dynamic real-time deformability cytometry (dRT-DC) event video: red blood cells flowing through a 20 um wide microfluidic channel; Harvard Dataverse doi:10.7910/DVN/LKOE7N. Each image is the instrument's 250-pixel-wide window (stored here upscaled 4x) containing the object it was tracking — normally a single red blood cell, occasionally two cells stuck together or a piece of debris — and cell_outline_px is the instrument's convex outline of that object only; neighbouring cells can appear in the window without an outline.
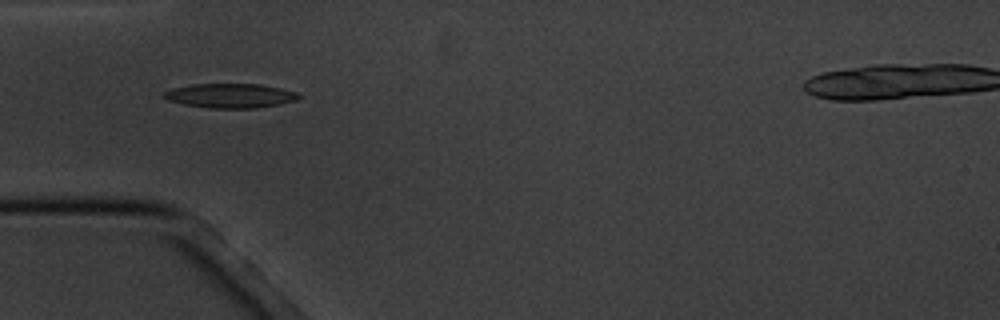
{"species": "common noctule bat (a hibernating species)", "species_latin": "Nyctalus noctula", "temperature_condition": "cold", "stored_images_in_passage": 7, "camera_frame_rate_fps": 3000, "um_per_image_px": 0.085, "animal": {"sex": "male", "body_mass_g": 20.1, "forearm_length_mm": 53.5}, "frame": {"image": 1, "passage_image": 6, "time_ms": 5.667, "image_size_px": [1000, 320], "cell_outline_px": [[300, 96], [296, 100], [280, 104], [256, 108], [208, 108], [184, 104], [168, 100], [160, 96], [164, 92], [172, 88], [192, 84], [260, 84], [280, 88], [296, 92]], "centroid_in_image_um": [19.54, 8.13], "position_along_channel_um": 65.5, "area_um2": 19.13}}
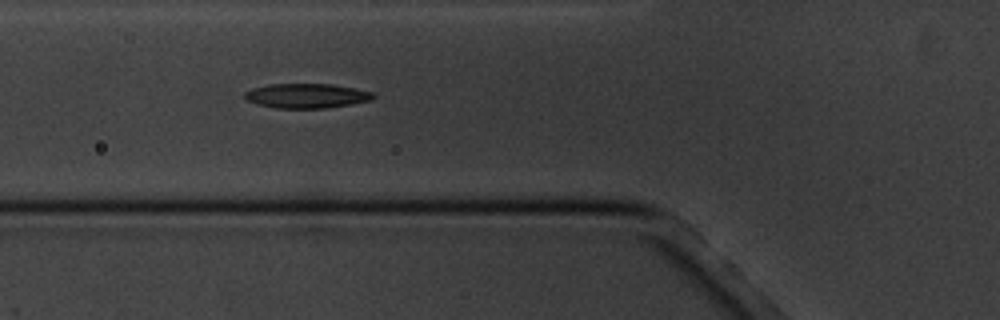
{"frame": {"image": 2, "passage_image": 7, "time_ms": 6.667, "image_size_px": [1000, 320], "cell_outline_px": [[376, 96], [372, 100], [328, 108], [276, 108], [256, 104], [248, 100], [244, 96], [244, 92], [252, 88], [268, 84], [332, 84], [372, 92]], "centroid_in_image_um": [26.04, 8.14], "position_along_channel_um": 99.8, "area_um2": 18.38}}